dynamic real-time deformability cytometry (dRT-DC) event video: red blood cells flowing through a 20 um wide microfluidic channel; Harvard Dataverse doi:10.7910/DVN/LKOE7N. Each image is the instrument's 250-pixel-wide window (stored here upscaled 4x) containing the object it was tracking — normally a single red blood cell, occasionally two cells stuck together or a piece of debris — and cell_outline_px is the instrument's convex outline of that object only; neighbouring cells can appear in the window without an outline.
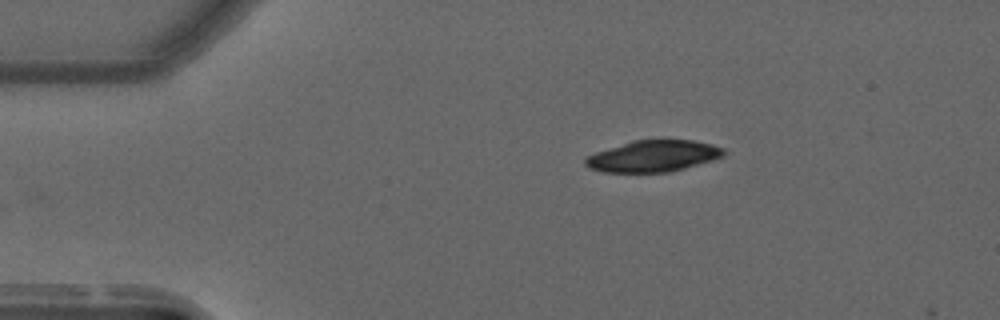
{"species": "common noctule bat (a hibernating species)", "species_latin": "Nyctalus noctula", "temperature_condition": "warm", "stored_images_in_passage": 6, "camera_frame_rate_fps": 3000, "um_per_image_px": 0.085, "animal": {"sex": "male", "forearm_length_mm": 52.5}, "frame": {"image": 1, "passage_image": 1, "time_ms": 0.0, "image_size_px": [1000, 320], "cell_outline_px": [[728, 152], [724, 156], [712, 160], [684, 168], [668, 172], [604, 172], [588, 168], [584, 164], [584, 160], [588, 156], [596, 152], [632, 140], [664, 136], [692, 140], [712, 144], [724, 148]], "centroid_in_image_um": [55.56, 13.22], "position_along_channel_um": 29.4, "area_um2": 26.18}}